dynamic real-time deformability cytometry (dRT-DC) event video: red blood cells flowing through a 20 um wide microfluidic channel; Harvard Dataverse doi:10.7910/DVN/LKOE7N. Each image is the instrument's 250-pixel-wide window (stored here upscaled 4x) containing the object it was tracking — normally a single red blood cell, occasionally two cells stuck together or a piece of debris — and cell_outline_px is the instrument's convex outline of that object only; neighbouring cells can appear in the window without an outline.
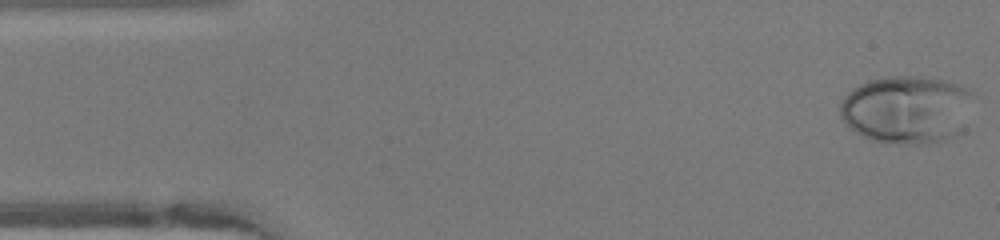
{"species": "human", "species_latin": "Homo sapiens", "temperature_condition": "warm", "stored_images_in_passage": 48, "camera_frame_rate_fps": 3000, "um_per_image_px": 0.085, "donor": {"sex": "female"}, "frame": {"image": 1, "passage_image": 1, "time_ms": 0.0, "image_size_px": [1000, 240], "cell_outline_px": [[968, 92], [960, 132], [956, 136], [944, 140], [924, 144], [900, 144], [868, 140], [848, 128], [844, 124], [840, 116], [840, 104], [844, 96], [852, 88], [868, 80], [884, 76], [924, 76], [944, 80], [956, 84], [964, 88]], "centroid_in_image_um": [76.91, 9.32], "position_along_channel_um": 8.1, "area_um2": 52.25}}
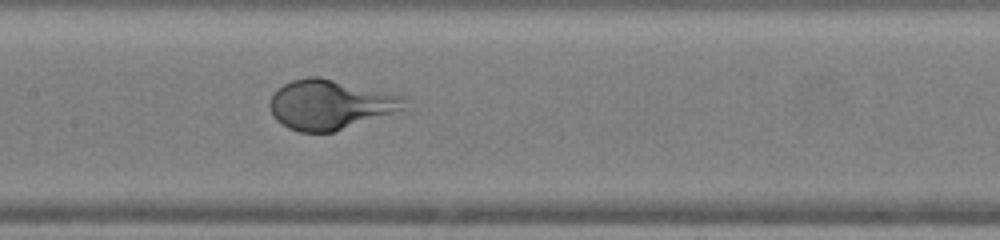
{"frame": {"image": 2, "passage_image": 22, "time_ms": 7.0, "image_size_px": [1000, 240], "cell_outline_px": [[404, 100], [400, 108], [332, 132], [300, 132], [288, 128], [276, 120], [272, 116], [268, 104], [276, 88], [292, 80], [308, 76], [320, 76], [404, 96]], "centroid_in_image_um": [27.9, 8.86], "position_along_channel_um": 179.5, "area_um2": 38.03}}
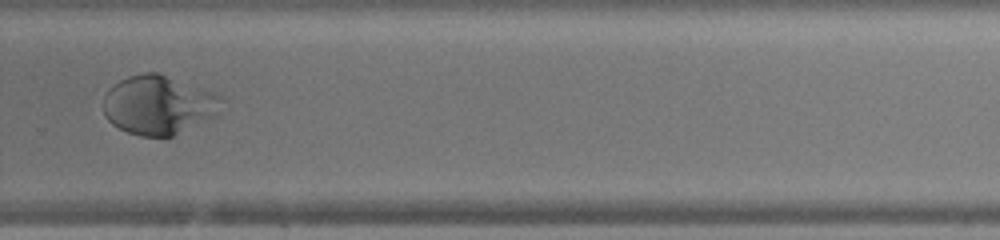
{"frame": {"image": 3, "passage_image": 32, "time_ms": 10.333, "image_size_px": [1000, 240], "cell_outline_px": [[224, 100], [216, 116], [172, 136], [140, 136], [128, 132], [112, 124], [108, 120], [104, 112], [104, 96], [108, 88], [120, 80], [128, 76], [144, 72], [160, 72], [216, 92], [224, 96]], "centroid_in_image_um": [13.51, 8.89], "position_along_channel_um": 316.3, "area_um2": 41.1}}